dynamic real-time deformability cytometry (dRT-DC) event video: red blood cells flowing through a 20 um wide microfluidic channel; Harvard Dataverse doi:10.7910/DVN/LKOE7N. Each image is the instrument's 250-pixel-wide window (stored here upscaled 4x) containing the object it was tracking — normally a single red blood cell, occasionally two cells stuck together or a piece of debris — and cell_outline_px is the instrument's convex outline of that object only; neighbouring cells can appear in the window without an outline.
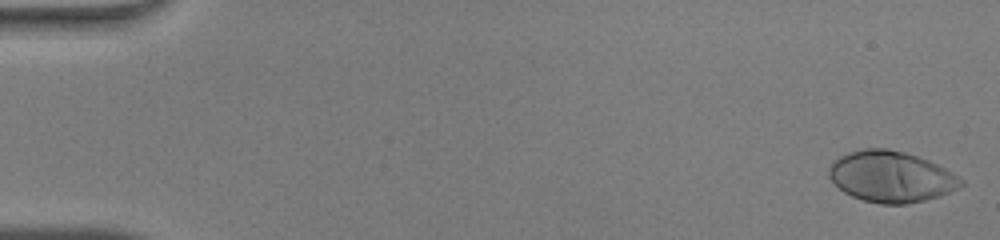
{"species": "human", "species_latin": "Homo sapiens", "temperature_condition": "warm", "stored_images_in_passage": 48, "camera_frame_rate_fps": 3000, "um_per_image_px": 0.085, "donor": {"sex": "male"}, "frame": {"image": 1, "passage_image": 1, "time_ms": 0.0, "image_size_px": [1000, 240], "cell_outline_px": [[964, 184], [940, 196], [908, 204], [880, 204], [864, 200], [852, 196], [844, 192], [828, 176], [828, 168], [832, 160], [848, 152], [864, 148], [888, 148], [904, 152], [928, 160], [952, 172], [964, 180]], "centroid_in_image_um": [75.71, 15.01], "position_along_channel_um": 9.3, "area_um2": 39.25}}
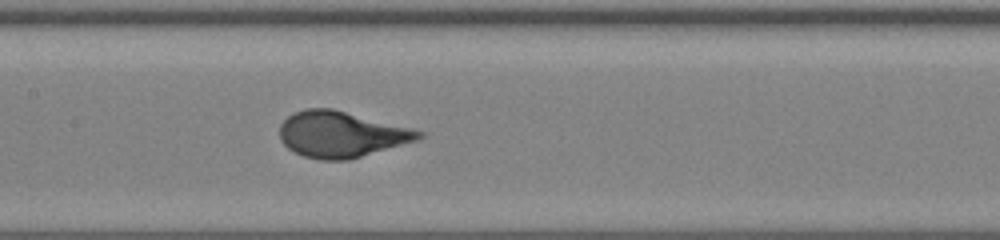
{"frame": {"image": 2, "passage_image": 24, "time_ms": 7.667, "image_size_px": [1000, 240], "cell_outline_px": [[424, 136], [416, 140], [348, 160], [320, 160], [304, 156], [288, 148], [280, 140], [280, 124], [292, 112], [304, 108], [332, 108], [424, 132]], "centroid_in_image_um": [28.94, 11.41], "position_along_channel_um": 178.5, "area_um2": 36.82}}
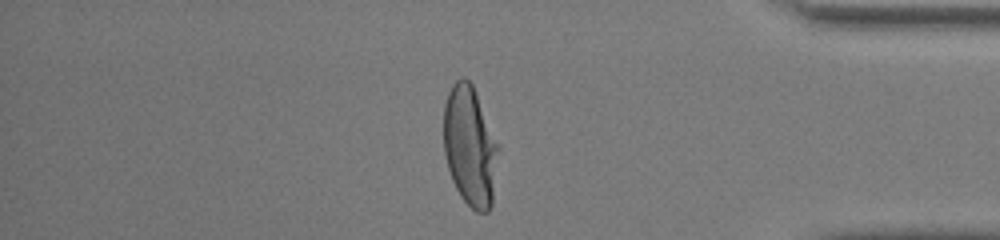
{"frame": {"image": 3, "passage_image": 41, "time_ms": 13.333, "image_size_px": [1000, 240], "cell_outline_px": [[500, 148], [492, 204], [488, 212], [476, 212], [460, 196], [452, 180], [448, 168], [444, 152], [444, 104], [448, 92], [452, 84], [460, 76], [464, 76], [472, 84]], "centroid_in_image_um": [39.95, 12.43], "position_along_channel_um": 395.2, "area_um2": 38.38}, "authors_computed_cell_mechanics": {"area_um2": 37.3099, "velocity_mm_per_s": 4.2868, "shape_relaxation_time_tau1_ms": 3.253, "shape_relaxation_time_tau2_ms": null, "deformation_change_tau1": 0.2427, "deformation_change_tau2": null}}